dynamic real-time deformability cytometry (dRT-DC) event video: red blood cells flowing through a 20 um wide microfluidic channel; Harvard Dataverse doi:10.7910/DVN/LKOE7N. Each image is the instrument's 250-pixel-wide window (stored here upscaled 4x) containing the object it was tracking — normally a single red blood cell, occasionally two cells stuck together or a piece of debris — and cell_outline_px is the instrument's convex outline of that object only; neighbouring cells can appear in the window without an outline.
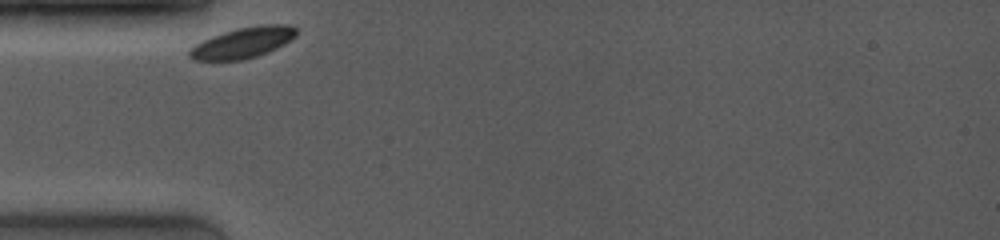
{"species": "common noctule bat (a hibernating species)", "species_latin": "Nyctalus noctula", "temperature_condition": "room temperature", "stored_images_in_passage": 21, "camera_frame_rate_fps": 4000, "um_per_image_px": 0.085, "animal": {"sex": "female", "body_mass_g": 19.0, "forearm_length_mm": 53.3}, "frame": {"image": 1, "passage_image": 1, "time_ms": 0.0, "image_size_px": [1000, 240], "cell_outline_px": [[296, 36], [284, 44], [268, 52], [244, 60], [196, 60], [188, 56], [188, 52], [196, 44], [212, 36], [236, 28], [260, 24], [288, 24], [296, 28]], "centroid_in_image_um": [20.67, 3.62], "position_along_channel_um": 64.3, "area_um2": 19.07}}
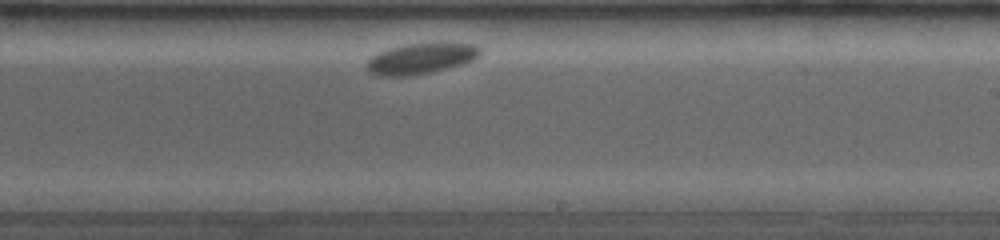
{"frame": {"image": 2, "passage_image": 12, "time_ms": 5.5, "image_size_px": [1000, 240], "cell_outline_px": [[480, 56], [464, 64], [428, 72], [408, 76], [376, 76], [368, 72], [364, 68], [364, 64], [372, 56], [380, 52], [404, 44], [444, 40], [476, 44], [480, 48]], "centroid_in_image_um": [35.8, 4.93], "position_along_channel_um": 253.2, "area_um2": 21.1}}
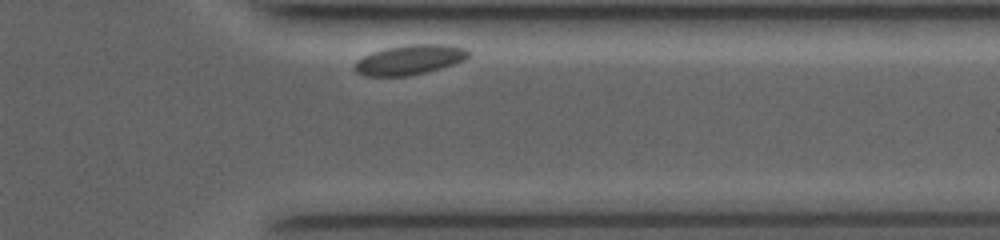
{"frame": {"image": 3, "passage_image": 20, "time_ms": 9.0, "image_size_px": [1000, 240], "cell_outline_px": [[472, 52], [464, 60], [428, 72], [408, 76], [364, 76], [356, 72], [356, 60], [372, 52], [388, 48], [408, 44], [448, 44], [464, 48]], "centroid_in_image_um": [34.85, 5.08], "position_along_channel_um": 376.6, "area_um2": 19.71}}